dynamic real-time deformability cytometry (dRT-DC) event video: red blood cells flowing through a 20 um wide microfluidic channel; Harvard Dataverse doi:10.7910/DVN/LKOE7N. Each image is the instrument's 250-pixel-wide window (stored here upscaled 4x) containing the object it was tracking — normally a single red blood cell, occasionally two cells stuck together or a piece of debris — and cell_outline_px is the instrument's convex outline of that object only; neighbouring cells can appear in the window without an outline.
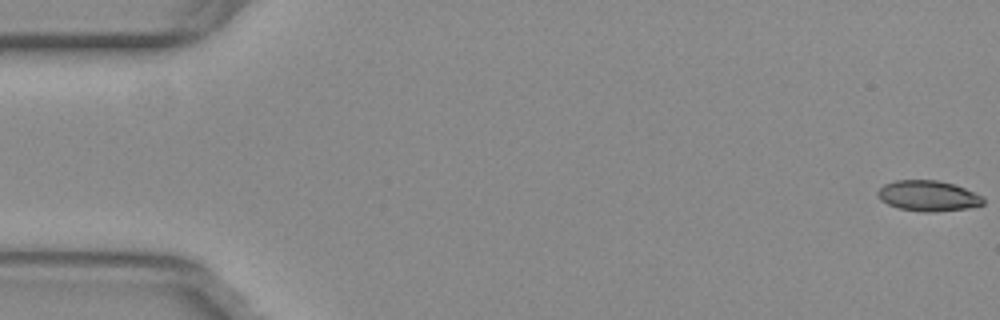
{"species": "common noctule bat (a hibernating species)", "species_latin": "Nyctalus noctula", "temperature_condition": "warm", "stored_images_in_passage": 12, "camera_frame_rate_fps": 3000, "um_per_image_px": 0.085, "animal": {"sex": "female", "body_mass_g": 29.2, "forearm_length_mm": 56.3}, "frame": {"image": 1, "passage_image": 1, "time_ms": 0.0, "image_size_px": [1000, 320], "cell_outline_px": [[984, 204], [968, 208], [932, 212], [924, 212], [900, 208], [888, 204], [880, 200], [876, 192], [884, 184], [896, 180], [940, 180], [964, 188], [984, 196]], "centroid_in_image_um": [78.9, 16.64], "position_along_channel_um": 6.1, "area_um2": 18.79}}